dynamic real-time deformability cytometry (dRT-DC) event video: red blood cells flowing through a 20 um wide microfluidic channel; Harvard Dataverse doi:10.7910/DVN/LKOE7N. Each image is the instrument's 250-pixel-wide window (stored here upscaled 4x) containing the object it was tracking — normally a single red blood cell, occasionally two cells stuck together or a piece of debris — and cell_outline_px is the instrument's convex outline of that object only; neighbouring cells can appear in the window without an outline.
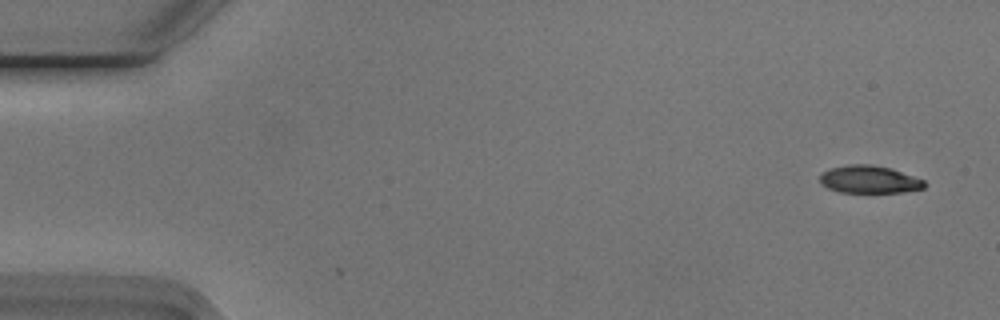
{"species": "Egyptian fruit bat (a non-hibernating species)", "species_latin": "Rousettus aegyptiacus", "temperature_condition": "cold", "stored_images_in_passage": 53, "camera_frame_rate_fps": 3000, "um_per_image_px": 0.085, "animal": {"sex": "male"}, "frame": {"image": 1, "passage_image": 1, "time_ms": 0.0, "image_size_px": [1000, 320], "cell_outline_px": [[924, 188], [904, 192], [840, 192], [828, 188], [820, 184], [820, 172], [832, 168], [848, 164], [872, 164], [892, 168], [924, 180]], "centroid_in_image_um": [73.86, 15.24], "position_along_channel_um": 11.1, "area_um2": 16.88}}
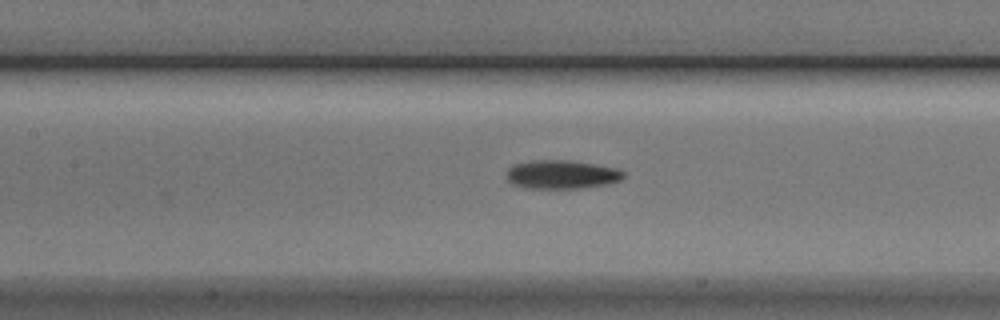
{"frame": {"image": 2, "passage_image": 23, "time_ms": 7.333, "image_size_px": [1000, 320], "cell_outline_px": [[624, 176], [620, 180], [608, 184], [584, 188], [524, 188], [512, 184], [504, 176], [508, 168], [512, 164], [532, 160], [572, 160], [616, 168], [624, 172]], "centroid_in_image_um": [47.69, 14.83], "position_along_channel_um": 159.7, "area_um2": 19.83}}
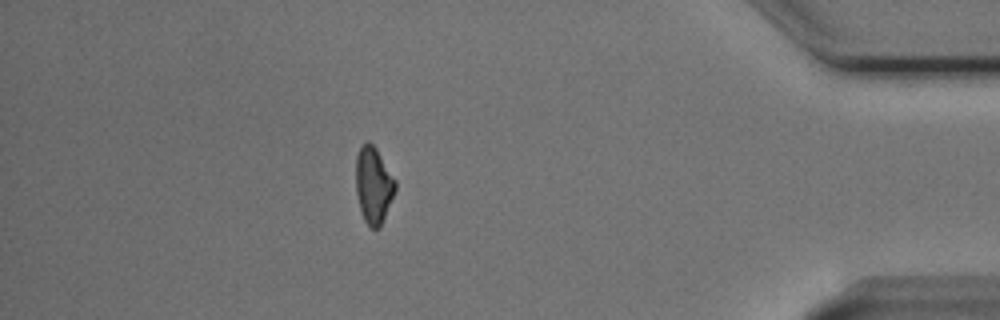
{"frame": {"image": 3, "passage_image": 46, "time_ms": 15.0, "image_size_px": [1000, 320], "cell_outline_px": [[396, 188], [380, 228], [372, 228], [364, 220], [360, 208], [356, 192], [356, 156], [360, 148], [368, 140], [376, 148], [396, 180]], "centroid_in_image_um": [31.75, 15.73], "position_along_channel_um": 403.5, "area_um2": 17.4}, "authors_computed_cell_mechanics": {"area_um2": 18.3226, "velocity_mm_per_s": 3.7723, "shape_relaxation_time_tau1_ms": 3.5822, "shape_relaxation_time_tau2_ms": null, "deformation_change_tau1": 0.1448, "deformation_change_tau2": null}}